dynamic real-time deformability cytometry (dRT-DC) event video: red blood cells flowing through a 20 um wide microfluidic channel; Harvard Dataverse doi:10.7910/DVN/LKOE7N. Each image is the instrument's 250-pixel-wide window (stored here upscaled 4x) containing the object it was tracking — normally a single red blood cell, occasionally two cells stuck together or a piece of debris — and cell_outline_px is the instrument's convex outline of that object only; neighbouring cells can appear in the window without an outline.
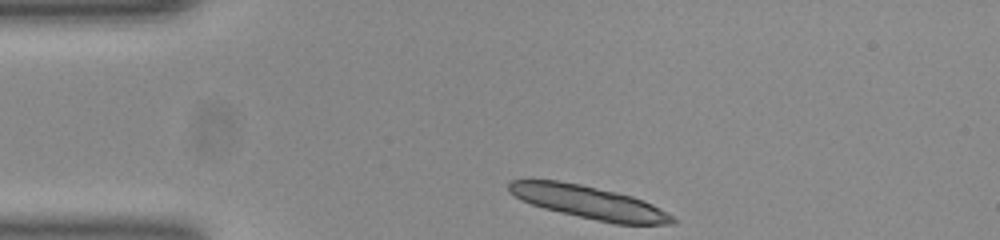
{"species": "common noctule bat (a hibernating species)", "species_latin": "Nyctalus noctula", "temperature_condition": "room temperature", "stored_images_in_passage": 13, "camera_frame_rate_fps": 3000, "um_per_image_px": 0.085, "animal": {"sex": "female", "body_mass_g": 23.0, "forearm_length_mm": 53.4}, "frame": {"image": 1, "passage_image": 1, "time_ms": 0.0, "image_size_px": [1000, 240], "cell_outline_px": [[676, 220], [672, 224], [616, 224], [596, 220], [560, 212], [544, 208], [520, 200], [508, 192], [508, 184], [512, 180], [556, 180], [580, 184], [616, 192], [632, 196], [652, 204], [660, 208], [672, 216]], "centroid_in_image_um": [50.03, 17.19], "position_along_channel_um": 35.0, "area_um2": 31.1}}